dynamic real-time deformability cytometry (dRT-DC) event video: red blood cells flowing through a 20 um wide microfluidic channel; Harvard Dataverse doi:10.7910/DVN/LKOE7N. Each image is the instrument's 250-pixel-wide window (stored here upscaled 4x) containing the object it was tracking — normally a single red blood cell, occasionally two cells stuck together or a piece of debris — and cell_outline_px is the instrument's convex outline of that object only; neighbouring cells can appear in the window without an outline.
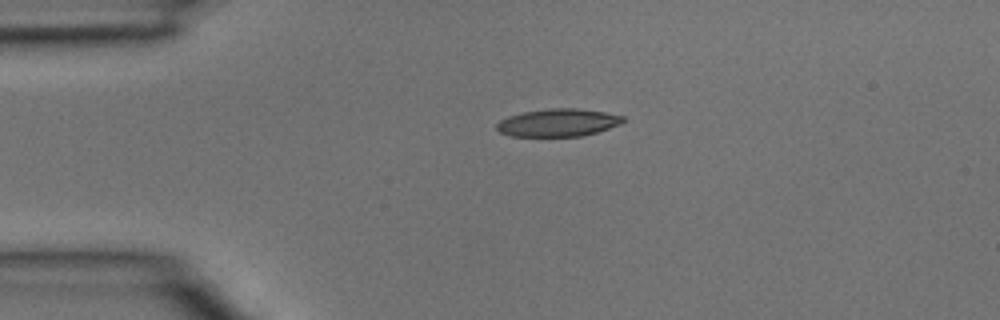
{"species": "common noctule bat (a hibernating species)", "species_latin": "Nyctalus noctula", "temperature_condition": "room temperature", "stored_images_in_passage": 2, "camera_frame_rate_fps": 3000, "um_per_image_px": 0.085, "animal": {"sex": "male", "body_mass_g": 15.6}, "frame": {"image": 1, "passage_image": 1, "time_ms": 0.0, "image_size_px": [1000, 320], "cell_outline_px": [[624, 120], [620, 124], [596, 132], [580, 136], [512, 136], [500, 132], [496, 128], [496, 124], [500, 120], [508, 116], [524, 112], [548, 108], [576, 108], [604, 112], [624, 116]], "centroid_in_image_um": [47.41, 10.42], "position_along_channel_um": 37.6, "area_um2": 20.23}}
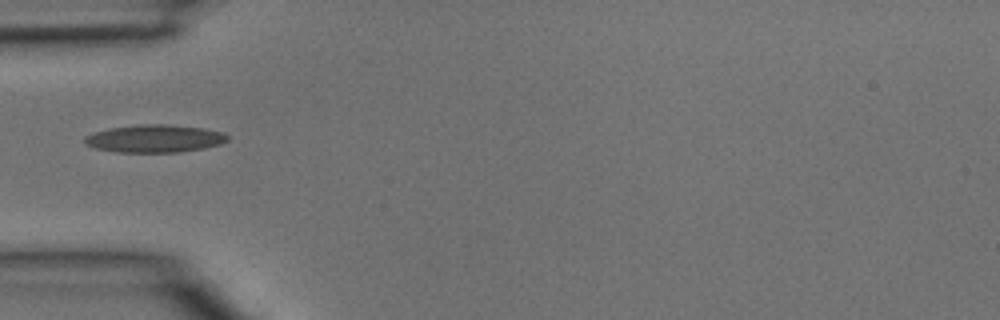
{"frame": {"image": 2, "passage_image": 2, "time_ms": 0.333, "image_size_px": [1000, 320], "cell_outline_px": [[228, 140], [220, 144], [204, 148], [180, 152], [116, 152], [96, 148], [84, 144], [84, 136], [92, 132], [108, 128], [140, 124], [168, 124], [204, 128], [224, 132], [228, 136]], "centroid_in_image_um": [13.13, 11.77], "position_along_channel_um": 71.9, "area_um2": 23.29}}